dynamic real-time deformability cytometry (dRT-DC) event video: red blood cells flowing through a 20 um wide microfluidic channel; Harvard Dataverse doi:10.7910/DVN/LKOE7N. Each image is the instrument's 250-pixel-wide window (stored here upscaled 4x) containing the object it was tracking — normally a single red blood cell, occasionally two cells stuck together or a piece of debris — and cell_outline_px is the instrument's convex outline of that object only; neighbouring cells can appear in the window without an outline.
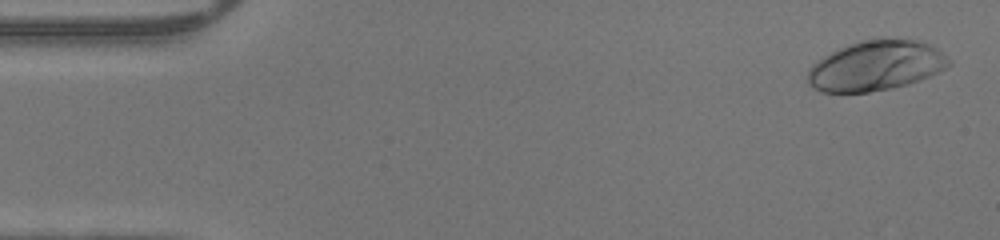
{"species": "human", "species_latin": "Homo sapiens", "temperature_condition": "warm", "stored_images_in_passage": 47, "camera_frame_rate_fps": 3000, "um_per_image_px": 0.085, "donor": {"sex": "male"}, "frame": {"image": 1, "passage_image": 2, "time_ms": 0.333, "image_size_px": [1000, 240], "cell_outline_px": [[952, 64], [948, 68], [940, 72], [908, 84], [892, 88], [868, 92], [820, 92], [812, 88], [808, 84], [808, 68], [816, 60], [848, 44], [860, 40], [880, 36], [920, 40], [936, 48], [952, 60]], "centroid_in_image_um": [74.47, 5.56], "position_along_channel_um": 10.5, "area_um2": 41.96}}
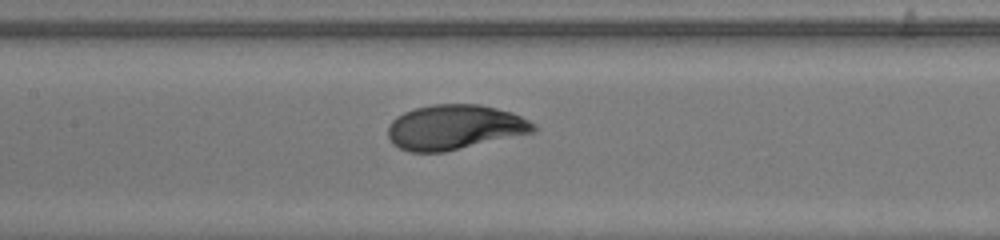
{"frame": {"image": 2, "passage_image": 22, "time_ms": 7.0, "image_size_px": [1000, 240], "cell_outline_px": [[536, 128], [532, 132], [444, 152], [408, 152], [392, 144], [388, 136], [388, 124], [396, 116], [404, 112], [416, 108], [432, 104], [480, 104], [512, 112], [536, 124]], "centroid_in_image_um": [38.59, 10.81], "position_along_channel_um": 168.8, "area_um2": 37.92}}
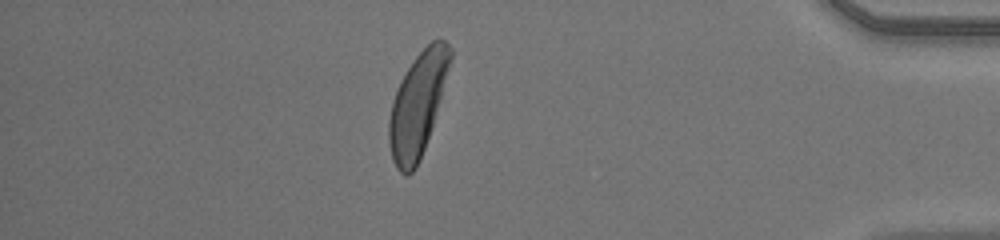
{"frame": {"image": 3, "passage_image": 41, "time_ms": 13.333, "image_size_px": [1000, 240], "cell_outline_px": [[452, 56], [432, 124], [420, 160], [416, 168], [408, 176], [404, 176], [396, 168], [392, 160], [388, 144], [388, 120], [392, 100], [400, 80], [416, 56], [432, 40], [444, 40], [452, 48]], "centroid_in_image_um": [35.45, 8.93], "position_along_channel_um": 399.8, "area_um2": 36.36}}